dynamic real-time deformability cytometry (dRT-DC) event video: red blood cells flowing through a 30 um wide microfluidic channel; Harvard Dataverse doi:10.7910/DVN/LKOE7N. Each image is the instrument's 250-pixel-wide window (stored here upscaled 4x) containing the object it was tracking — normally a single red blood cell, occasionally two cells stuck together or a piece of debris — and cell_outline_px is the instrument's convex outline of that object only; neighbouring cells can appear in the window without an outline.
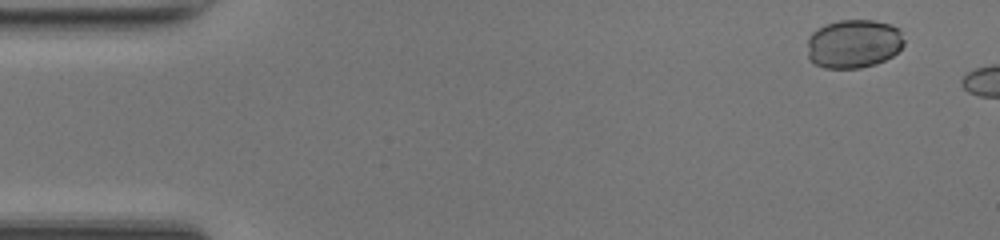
{"species": "common noctule bat (a hibernating species)", "species_latin": "Nyctalus noctula", "temperature_condition": "room temperature", "stored_images_in_passage": 5, "camera_frame_rate_fps": 3000, "um_per_image_px": 0.085, "animal": {"sex": "female", "body_mass_g": 17.0, "forearm_length_mm": 48.0}, "frame": {"image": 1, "passage_image": 1, "time_ms": 0.0, "image_size_px": [1000, 240], "cell_outline_px": [[904, 44], [892, 56], [876, 64], [860, 68], [824, 68], [808, 60], [808, 36], [812, 32], [824, 24], [840, 20], [872, 20], [892, 24], [900, 28], [904, 40]], "centroid_in_image_um": [72.56, 3.71], "position_along_channel_um": 12.4, "area_um2": 27.74}}